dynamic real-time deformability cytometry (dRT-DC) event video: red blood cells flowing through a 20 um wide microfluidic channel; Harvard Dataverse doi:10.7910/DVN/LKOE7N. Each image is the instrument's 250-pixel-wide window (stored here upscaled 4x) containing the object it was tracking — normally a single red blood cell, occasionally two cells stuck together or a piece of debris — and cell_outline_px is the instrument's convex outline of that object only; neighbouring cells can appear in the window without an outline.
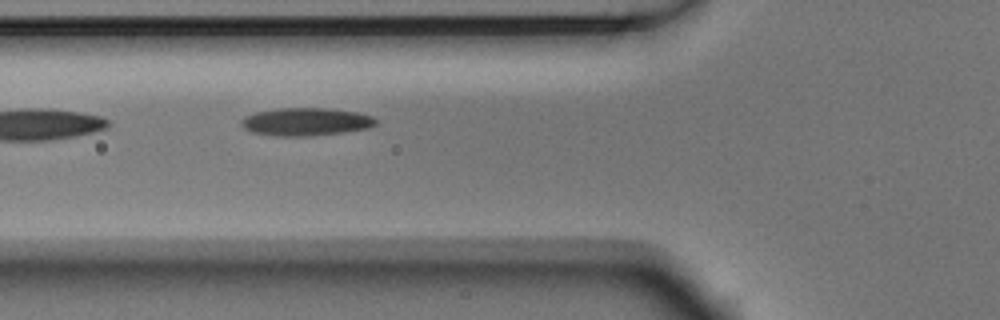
{"species": "Egyptian fruit bat (a non-hibernating species)", "species_latin": "Rousettus aegyptiacus", "temperature_condition": "room temperature", "stored_images_in_passage": 2, "camera_frame_rate_fps": 3000, "um_per_image_px": 0.085, "animal": {"sex": "male"}, "frame": {"image": 1, "passage_image": 2, "time_ms": 0.333, "image_size_px": [1000, 320], "cell_outline_px": [[376, 124], [372, 128], [344, 132], [312, 136], [276, 136], [252, 132], [244, 128], [240, 124], [240, 120], [244, 116], [256, 112], [276, 108], [328, 108], [360, 112], [372, 116], [376, 120]], "centroid_in_image_um": [26.02, 10.35], "position_along_channel_um": 99.8, "area_um2": 22.2}}